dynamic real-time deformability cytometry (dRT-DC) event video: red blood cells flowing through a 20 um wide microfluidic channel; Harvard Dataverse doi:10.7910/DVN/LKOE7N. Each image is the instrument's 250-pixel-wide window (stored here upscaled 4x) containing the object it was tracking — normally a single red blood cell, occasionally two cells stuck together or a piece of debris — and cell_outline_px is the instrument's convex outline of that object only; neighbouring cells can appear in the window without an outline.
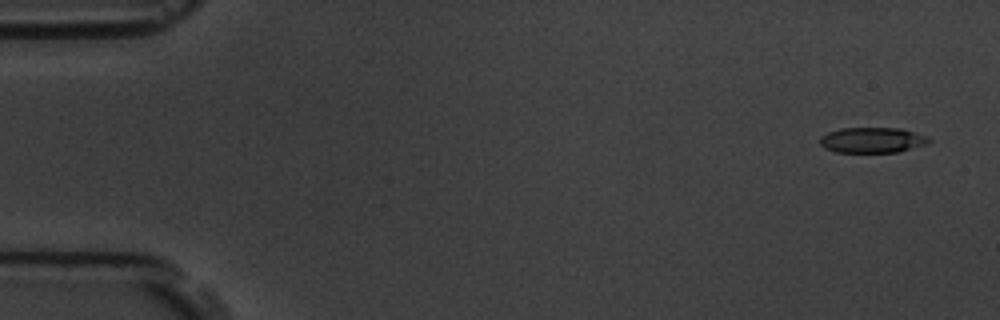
{"species": "common noctule bat (a hibernating species)", "species_latin": "Nyctalus noctula", "temperature_condition": "room temperature", "stored_images_in_passage": 5, "camera_frame_rate_fps": 3000, "um_per_image_px": 0.085, "animal": {"sex": "male", "body_mass_g": 19.5, "forearm_length_mm": 54.6}, "frame": {"image": 1, "passage_image": 1, "time_ms": 0.0, "image_size_px": [1000, 320], "cell_outline_px": [[932, 140], [928, 144], [896, 152], [836, 152], [824, 148], [820, 144], [820, 136], [828, 132], [840, 128], [900, 128], [928, 136]], "centroid_in_image_um": [74.14, 11.9], "position_along_channel_um": 10.9, "area_um2": 16.24}}
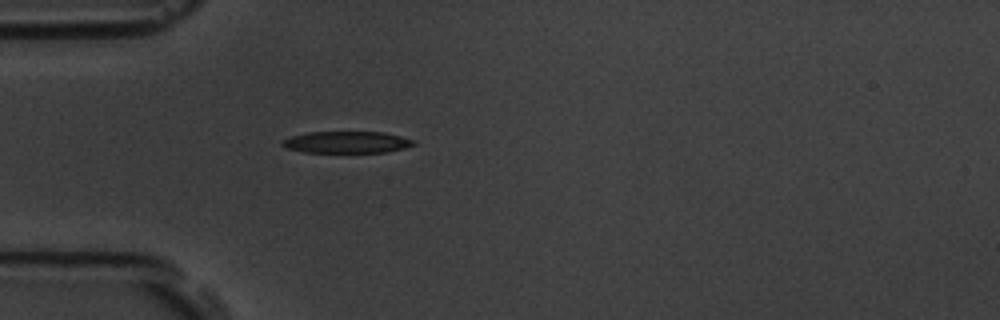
{"frame": {"image": 2, "passage_image": 5, "time_ms": 1.333, "image_size_px": [1000, 320], "cell_outline_px": [[416, 144], [404, 148], [384, 152], [304, 152], [288, 148], [280, 144], [284, 140], [292, 136], [308, 132], [384, 132], [416, 140]], "centroid_in_image_um": [29.51, 12.08], "position_along_channel_um": 55.5, "area_um2": 16.47}}